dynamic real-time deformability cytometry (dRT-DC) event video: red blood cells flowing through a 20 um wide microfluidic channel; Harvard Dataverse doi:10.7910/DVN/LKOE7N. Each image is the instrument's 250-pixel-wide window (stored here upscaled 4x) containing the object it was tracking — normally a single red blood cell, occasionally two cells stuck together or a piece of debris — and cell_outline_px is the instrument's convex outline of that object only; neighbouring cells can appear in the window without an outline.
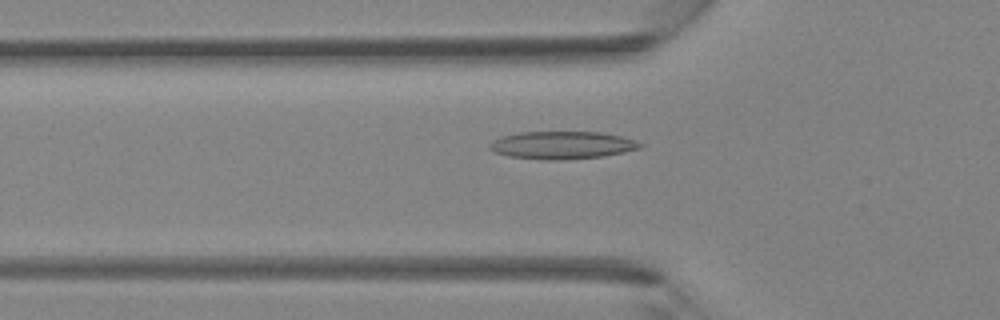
{"species": "Egyptian fruit bat (a non-hibernating species)", "species_latin": "Rousettus aegyptiacus", "temperature_condition": "room temperature", "stored_images_in_passage": 29, "camera_frame_rate_fps": 3000, "um_per_image_px": 0.085, "animal": {"sex": "female"}, "frame": {"image": 1, "passage_image": 4, "time_ms": 1.0, "image_size_px": [1000, 320], "cell_outline_px": [[644, 144], [640, 148], [624, 152], [604, 156], [560, 160], [540, 160], [508, 156], [496, 152], [488, 148], [488, 144], [500, 136], [520, 132], [600, 132], [620, 136]], "centroid_in_image_um": [47.74, 12.34], "position_along_channel_um": 78.1, "area_um2": 24.28}}
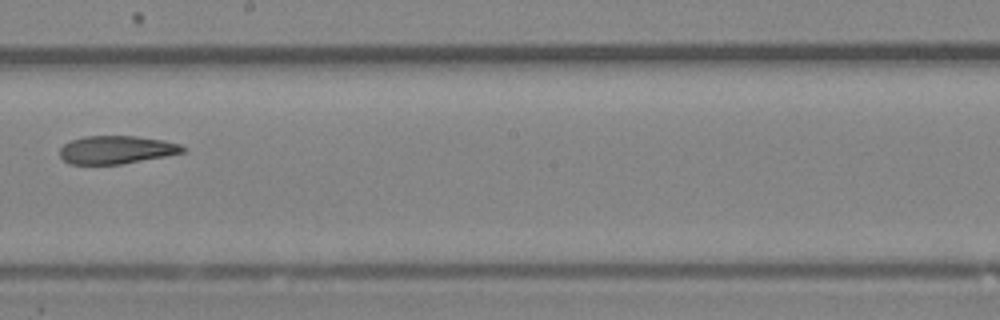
{"frame": {"image": 2, "passage_image": 14, "time_ms": 4.333, "image_size_px": [1000, 320], "cell_outline_px": [[188, 148], [184, 152], [164, 156], [120, 164], [68, 164], [60, 156], [60, 148], [64, 144], [72, 140], [84, 136], [136, 136], [164, 140], [180, 144]], "centroid_in_image_um": [9.9, 12.72], "position_along_channel_um": 238.3, "area_um2": 20.06}}
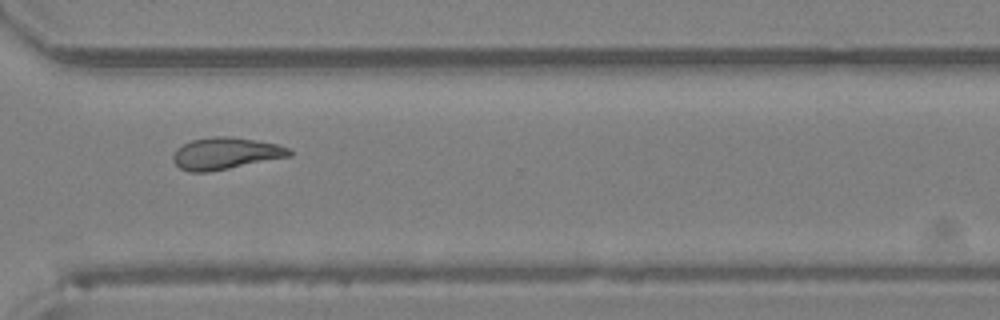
{"frame": {"image": 3, "passage_image": 21, "time_ms": 6.667, "image_size_px": [1000, 320], "cell_outline_px": [[292, 156], [208, 172], [188, 172], [180, 168], [172, 160], [172, 156], [176, 148], [192, 140], [212, 136], [228, 136], [256, 140], [280, 144], [288, 148], [292, 152]], "centroid_in_image_um": [19.17, 13.04], "position_along_channel_um": 351.4, "area_um2": 21.68}}